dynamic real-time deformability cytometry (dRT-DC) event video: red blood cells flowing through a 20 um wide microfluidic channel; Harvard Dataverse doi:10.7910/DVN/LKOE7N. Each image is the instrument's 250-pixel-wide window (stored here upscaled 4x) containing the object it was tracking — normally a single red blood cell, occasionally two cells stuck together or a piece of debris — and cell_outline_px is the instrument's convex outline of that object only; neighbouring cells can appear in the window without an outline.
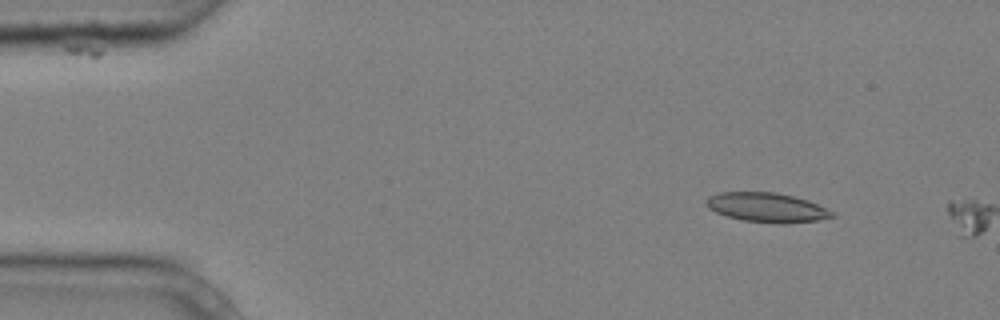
{"species": "common noctule bat (a hibernating species)", "species_latin": "Nyctalus noctula", "temperature_condition": "cold", "stored_images_in_passage": 3, "camera_frame_rate_fps": 3000, "um_per_image_px": 0.085, "animal": {"sex": "male", "body_mass_g": 20.4}, "frame": {"image": 1, "passage_image": 2, "time_ms": 0.333, "image_size_px": [1000, 320], "cell_outline_px": [[836, 216], [820, 220], [784, 224], [780, 224], [744, 220], [728, 216], [716, 212], [708, 208], [704, 204], [704, 200], [708, 196], [716, 192], [776, 192], [808, 200], [832, 212]], "centroid_in_image_um": [65.13, 17.63], "position_along_channel_um": 19.9, "area_um2": 21.62}}